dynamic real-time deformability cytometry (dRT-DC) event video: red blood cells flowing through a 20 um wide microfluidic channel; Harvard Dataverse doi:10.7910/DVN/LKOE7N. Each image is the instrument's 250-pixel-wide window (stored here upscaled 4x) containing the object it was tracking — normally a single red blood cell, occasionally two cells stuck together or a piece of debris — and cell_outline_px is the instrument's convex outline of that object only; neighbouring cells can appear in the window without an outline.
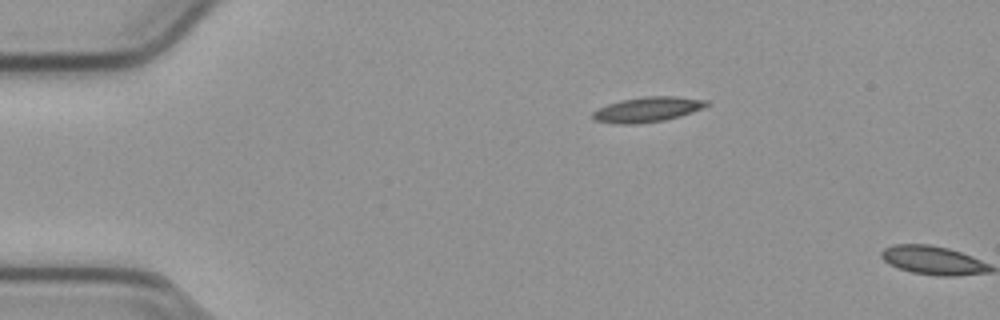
{"species": "common noctule bat (a hibernating species)", "species_latin": "Nyctalus noctula", "temperature_condition": "cold", "stored_images_in_passage": 2, "camera_frame_rate_fps": 3000, "um_per_image_px": 0.085, "animal": {"sex": "male", "body_mass_g": 23.1, "forearm_length_mm": 52.7}, "frame": {"image": 1, "passage_image": 1, "time_ms": 0.0, "image_size_px": [1000, 320], "cell_outline_px": [[708, 104], [692, 112], [680, 116], [664, 120], [632, 124], [620, 124], [592, 120], [592, 112], [608, 104], [620, 100], [644, 96], [676, 96], [708, 100]], "centroid_in_image_um": [55.0, 9.3], "position_along_channel_um": 30.0, "area_um2": 16.47}}